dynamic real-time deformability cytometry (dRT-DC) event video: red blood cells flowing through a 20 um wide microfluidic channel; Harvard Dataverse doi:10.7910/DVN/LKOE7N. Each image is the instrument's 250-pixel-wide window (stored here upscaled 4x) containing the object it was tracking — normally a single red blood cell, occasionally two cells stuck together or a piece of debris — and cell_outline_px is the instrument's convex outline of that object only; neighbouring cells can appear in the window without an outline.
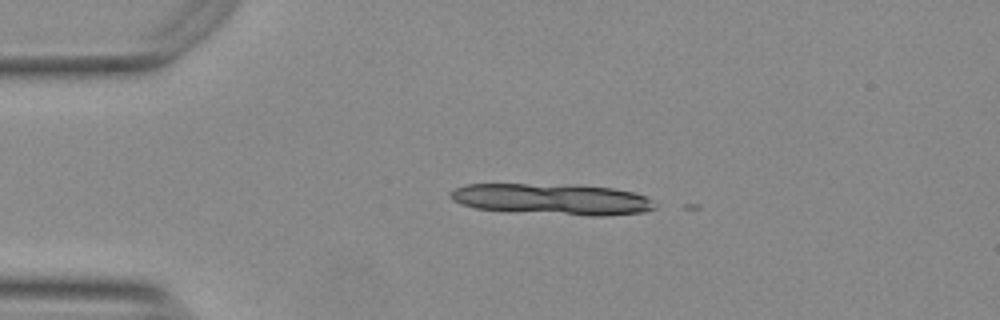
{"species": "Egyptian fruit bat (a non-hibernating species)", "species_latin": "Rousettus aegyptiacus", "temperature_condition": "warm", "stored_images_in_passage": 5, "camera_frame_rate_fps": 3000, "um_per_image_px": 0.085, "animal": {"sex": "female"}, "frame": {"image": 1, "passage_image": 1, "time_ms": 0.0, "image_size_px": [1000, 320], "cell_outline_px": [[656, 208], [644, 212], [604, 216], [588, 216], [476, 208], [460, 204], [452, 200], [448, 196], [448, 192], [456, 188], [468, 184], [528, 184], [612, 188], [632, 192], [644, 196], [656, 204]], "centroid_in_image_um": [46.91, 16.94], "position_along_channel_um": 38.1, "area_um2": 36.41}}